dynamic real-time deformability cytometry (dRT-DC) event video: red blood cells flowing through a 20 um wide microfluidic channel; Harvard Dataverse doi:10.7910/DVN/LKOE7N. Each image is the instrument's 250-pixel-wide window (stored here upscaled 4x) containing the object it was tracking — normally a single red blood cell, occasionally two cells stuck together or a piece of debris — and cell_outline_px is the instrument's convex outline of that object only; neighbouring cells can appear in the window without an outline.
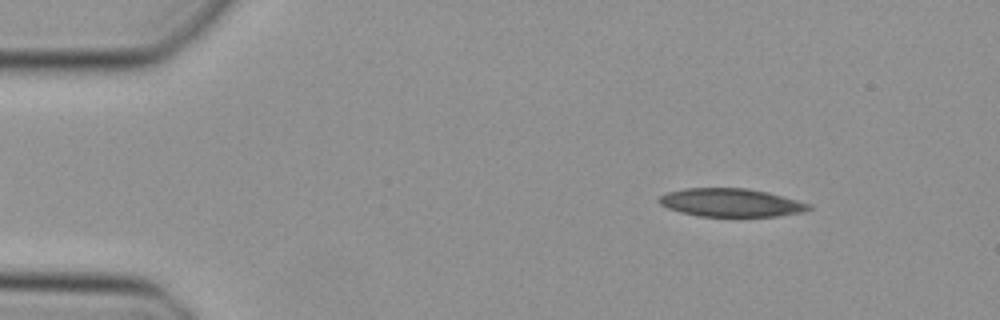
{"species": "Egyptian fruit bat (a non-hibernating species)", "species_latin": "Rousettus aegyptiacus", "temperature_condition": "cold", "stored_images_in_passage": 45, "segment_of_instrument_passage": [1, 2], "camera_frame_rate_fps": 3000, "um_per_image_px": 0.085, "animal": {"sex": "female"}, "frame": {"image": 1, "passage_image": 2, "time_ms": 0.333, "image_size_px": [1000, 320], "cell_outline_px": [[812, 208], [804, 212], [776, 216], [696, 216], [680, 212], [668, 208], [660, 204], [656, 200], [660, 196], [668, 192], [684, 188], [748, 188], [768, 192], [812, 204]], "centroid_in_image_um": [62.13, 17.22], "position_along_channel_um": 22.9, "area_um2": 24.74}}
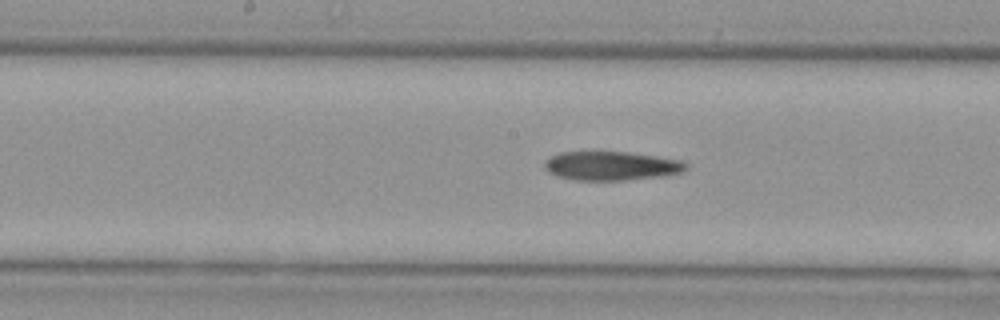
{"frame": {"image": 2, "passage_image": 20, "time_ms": 6.333, "image_size_px": [1000, 320], "cell_outline_px": [[688, 164], [680, 172], [660, 176], [624, 180], [576, 180], [556, 176], [548, 172], [544, 168], [544, 160], [560, 152], [592, 148], [628, 152], [656, 156], [680, 160]], "centroid_in_image_um": [51.83, 14.04], "position_along_channel_um": 196.4, "area_um2": 24.62}}
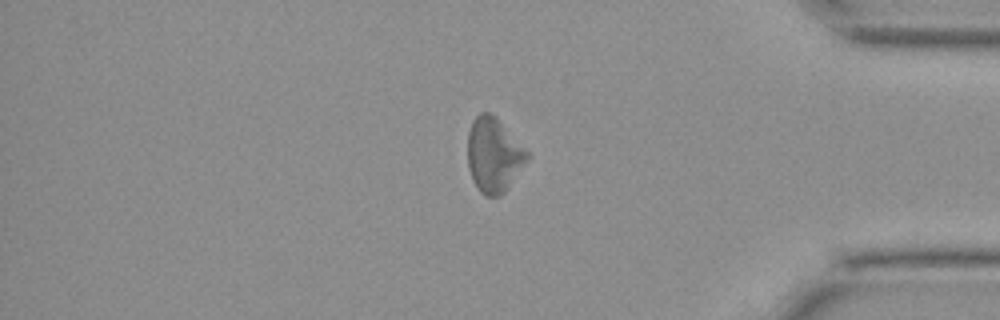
{"frame": {"image": 3, "passage_image": 36, "time_ms": 11.667, "image_size_px": [1000, 320], "cell_outline_px": [[532, 156], [504, 192], [500, 196], [484, 196], [480, 192], [472, 180], [468, 168], [468, 132], [472, 120], [480, 112], [492, 112], [496, 116]], "centroid_in_image_um": [41.97, 13.16], "position_along_channel_um": 393.2, "area_um2": 26.13}}